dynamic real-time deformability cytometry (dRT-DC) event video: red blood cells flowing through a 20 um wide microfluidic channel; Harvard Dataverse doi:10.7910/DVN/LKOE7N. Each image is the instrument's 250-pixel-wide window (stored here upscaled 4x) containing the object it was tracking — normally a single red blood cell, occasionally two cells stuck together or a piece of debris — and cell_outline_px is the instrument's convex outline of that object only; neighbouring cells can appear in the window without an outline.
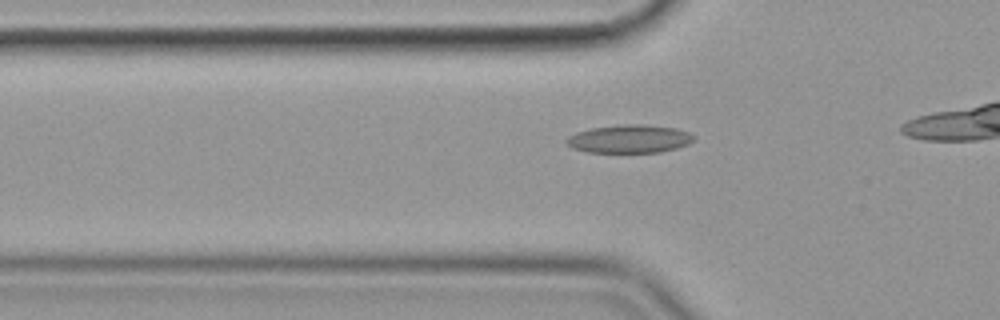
{"species": "common noctule bat (a hibernating species)", "species_latin": "Nyctalus noctula", "temperature_condition": "cold", "stored_images_in_passage": 16, "camera_frame_rate_fps": 3000, "um_per_image_px": 0.085, "animal": {"sex": "female", "body_mass_g": 19.9}, "frame": {"image": 1, "passage_image": 10, "time_ms": 3.0, "image_size_px": [1000, 320], "cell_outline_px": [[696, 136], [688, 144], [676, 148], [660, 152], [588, 152], [572, 148], [564, 144], [564, 140], [568, 136], [576, 132], [592, 128], [624, 124], [644, 124], [676, 128], [688, 132]], "centroid_in_image_um": [53.46, 11.8], "position_along_channel_um": 72.3, "area_um2": 20.98}}
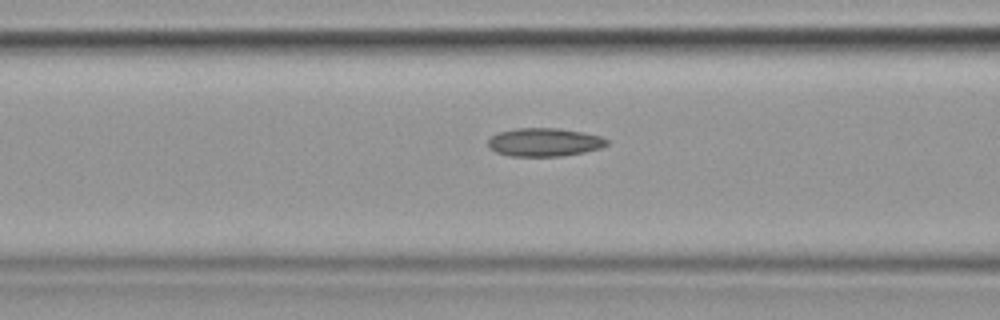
{"frame": {"image": 2, "passage_image": 14, "time_ms": 4.333, "image_size_px": [1000, 320], "cell_outline_px": [[608, 144], [600, 148], [584, 152], [560, 156], [508, 156], [496, 152], [488, 148], [488, 140], [492, 136], [500, 132], [516, 128], [560, 128], [600, 136], [608, 140]], "centroid_in_image_um": [46.24, 12.09], "position_along_channel_um": 120.4, "area_um2": 19.54}}